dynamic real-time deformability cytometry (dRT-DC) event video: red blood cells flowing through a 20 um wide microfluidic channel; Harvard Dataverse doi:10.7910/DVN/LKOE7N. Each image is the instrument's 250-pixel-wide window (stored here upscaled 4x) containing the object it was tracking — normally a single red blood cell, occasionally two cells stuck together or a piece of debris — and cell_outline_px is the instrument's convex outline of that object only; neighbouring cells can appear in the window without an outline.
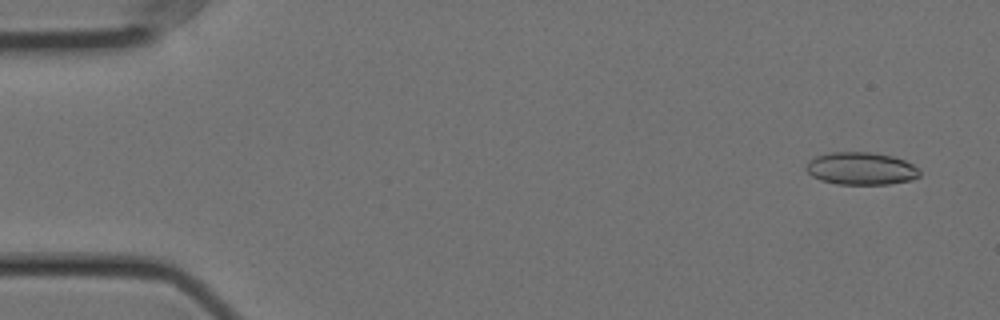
{"species": "Egyptian fruit bat (a non-hibernating species)", "species_latin": "Rousettus aegyptiacus", "temperature_condition": "cold", "stored_images_in_passage": 54, "camera_frame_rate_fps": 3000, "um_per_image_px": 0.085, "animal": {"sex": "female"}, "frame": {"image": 1, "passage_image": 3, "time_ms": 0.667, "image_size_px": [1000, 320], "cell_outline_px": [[920, 176], [912, 180], [888, 184], [836, 184], [820, 180], [812, 176], [804, 168], [808, 160], [816, 156], [832, 152], [872, 152], [892, 156], [904, 160], [920, 168]], "centroid_in_image_um": [73.19, 14.33], "position_along_channel_um": 11.8, "area_um2": 21.73}}
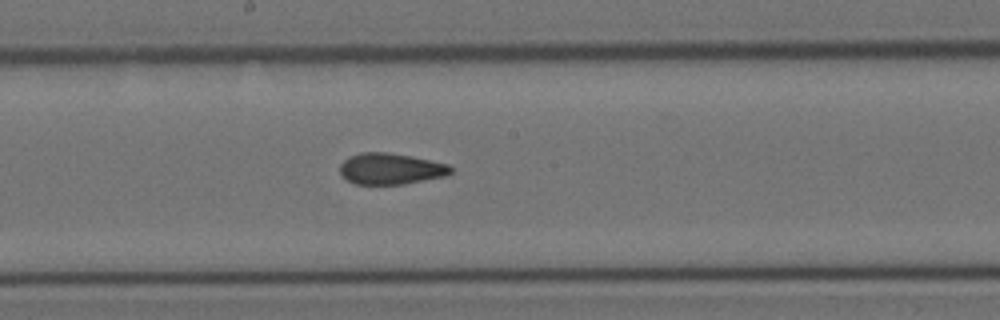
{"frame": {"image": 2, "passage_image": 30, "time_ms": 9.667, "image_size_px": [1000, 320], "cell_outline_px": [[452, 172], [444, 176], [404, 184], [356, 184], [348, 180], [340, 172], [340, 164], [348, 156], [360, 152], [388, 152], [412, 156], [448, 164], [452, 168]], "centroid_in_image_um": [33.19, 14.33], "position_along_channel_um": 215.0, "area_um2": 20.11}}
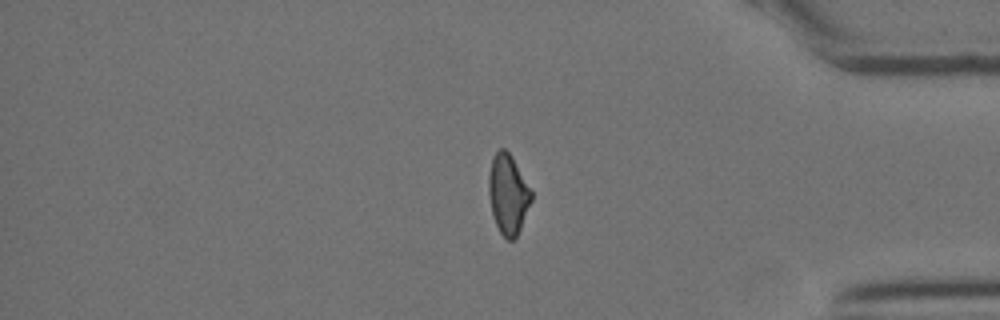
{"frame": {"image": 3, "passage_image": 47, "time_ms": 15.333, "image_size_px": [1000, 320], "cell_outline_px": [[532, 200], [520, 228], [516, 236], [512, 240], [508, 240], [500, 232], [496, 224], [492, 212], [488, 192], [488, 176], [492, 156], [500, 148], [504, 148], [512, 156], [532, 192]], "centroid_in_image_um": [43.17, 16.47], "position_along_channel_um": 392.0, "area_um2": 19.65}, "authors_computed_cell_mechanics": {"area_um2": 20.7213, "velocity_mm_per_s": 3.5607, "shape_relaxation_time_tau1_ms": null, "shape_relaxation_time_tau2_ms": 2.506, "deformation_change_tau1": null, "deformation_change_tau2": 0.0879}}